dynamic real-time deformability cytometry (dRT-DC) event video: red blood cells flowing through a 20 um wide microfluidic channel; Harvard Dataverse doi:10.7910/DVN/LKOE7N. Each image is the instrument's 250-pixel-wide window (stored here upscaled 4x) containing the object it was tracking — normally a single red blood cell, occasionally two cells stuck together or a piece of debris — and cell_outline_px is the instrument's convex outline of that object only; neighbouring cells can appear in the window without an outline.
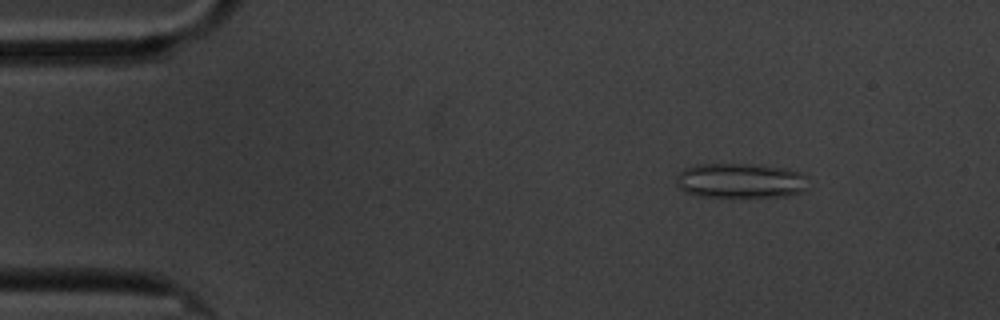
{"species": "common noctule bat (a hibernating species)", "species_latin": "Nyctalus noctula", "temperature_condition": "cold", "stored_images_in_passage": 5, "camera_frame_rate_fps": 3000, "um_per_image_px": 0.085, "animal": {"sex": "male", "body_mass_g": 20.1, "forearm_length_mm": 53.5}, "frame": {"image": 1, "passage_image": 2, "time_ms": 2.0, "image_size_px": [1000, 320], "cell_outline_px": [[808, 176], [804, 192], [788, 196], [728, 200], [724, 200], [696, 196], [684, 192], [676, 184], [676, 176], [684, 168], [696, 164], [752, 164], [784, 168], [804, 172]], "centroid_in_image_um": [62.93, 15.42], "position_along_channel_um": 22.1, "area_um2": 28.44}}
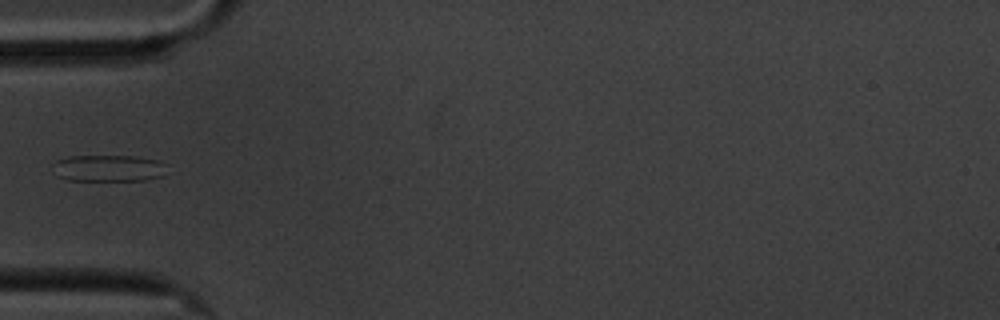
{"frame": {"image": 2, "passage_image": 5, "time_ms": 5.667, "image_size_px": [1000, 320], "cell_outline_px": [[164, 176], [144, 180], [68, 180], [56, 176], [52, 164], [56, 160], [68, 156], [132, 156], [160, 160], [164, 164]], "centroid_in_image_um": [9.18, 14.29], "position_along_channel_um": 75.8, "area_um2": 17.74}}